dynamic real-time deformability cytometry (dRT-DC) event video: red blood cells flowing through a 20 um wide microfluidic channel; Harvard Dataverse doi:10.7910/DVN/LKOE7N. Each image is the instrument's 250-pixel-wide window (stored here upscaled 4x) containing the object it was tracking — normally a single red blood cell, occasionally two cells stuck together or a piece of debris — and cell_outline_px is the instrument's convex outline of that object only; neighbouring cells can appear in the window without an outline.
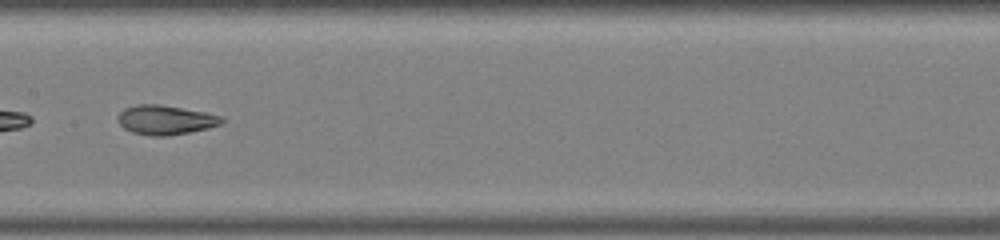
{"species": "common noctule bat (a hibernating species)", "species_latin": "Nyctalus noctula", "temperature_condition": "warm", "stored_images_in_passage": 30, "camera_frame_rate_fps": 3000, "um_per_image_px": 0.085, "animal": {"sex": "male", "body_mass_g": 19.0, "forearm_length_mm": 50.8}, "frame": {"image": 1, "passage_image": 9, "time_ms": 2.667, "image_size_px": [1000, 240], "cell_outline_px": [[224, 120], [220, 124], [208, 128], [168, 136], [152, 136], [132, 132], [124, 128], [120, 124], [120, 112], [124, 108], [136, 104], [160, 104], [204, 112], [224, 116]], "centroid_in_image_um": [14.08, 10.19], "position_along_channel_um": 193.3, "area_um2": 17.63}}